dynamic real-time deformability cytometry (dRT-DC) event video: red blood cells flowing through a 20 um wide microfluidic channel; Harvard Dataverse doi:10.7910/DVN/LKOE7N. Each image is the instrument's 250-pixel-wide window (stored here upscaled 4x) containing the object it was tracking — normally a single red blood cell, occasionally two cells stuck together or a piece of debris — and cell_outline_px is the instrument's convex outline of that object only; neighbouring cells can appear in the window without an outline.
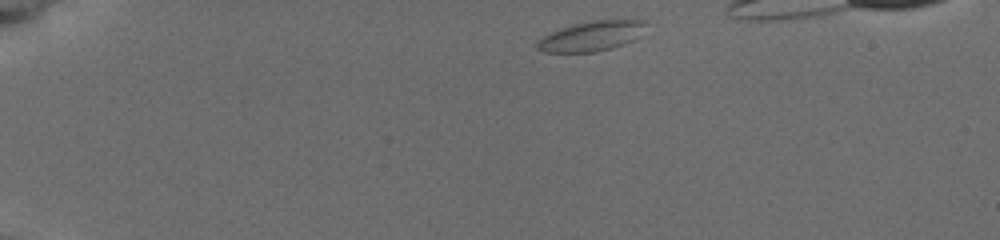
{"species": "common noctule bat (a hibernating species)", "species_latin": "Nyctalus noctula", "temperature_condition": "cold", "stored_images_in_passage": 4, "camera_frame_rate_fps": 3000, "um_per_image_px": 0.085, "animal": {"sex": "female", "body_mass_g": 19.5, "forearm_length_mm": 54.1}, "frame": {"image": 1, "passage_image": 1, "time_ms": 0.0, "image_size_px": [1000, 240], "cell_outline_px": [[648, 20], [632, 40], [624, 44], [612, 48], [596, 52], [544, 52], [536, 48], [536, 44], [544, 36], [560, 28], [572, 24], [592, 20], [632, 16]], "centroid_in_image_um": [50.34, 3.01], "position_along_channel_um": 34.7, "area_um2": 19.36}}